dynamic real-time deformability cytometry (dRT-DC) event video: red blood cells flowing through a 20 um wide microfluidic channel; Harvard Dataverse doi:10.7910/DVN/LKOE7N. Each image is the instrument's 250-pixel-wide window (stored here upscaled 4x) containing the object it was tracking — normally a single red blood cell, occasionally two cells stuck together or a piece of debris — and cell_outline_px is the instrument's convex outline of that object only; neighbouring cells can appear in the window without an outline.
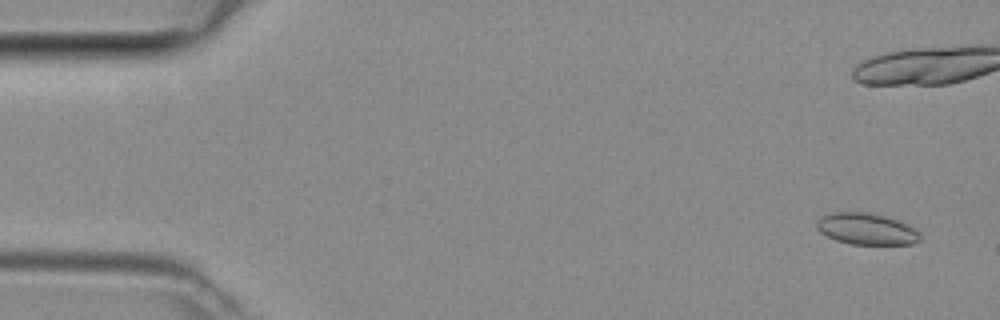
{"species": "common noctule bat (a hibernating species)", "species_latin": "Nyctalus noctula", "temperature_condition": "room temperature", "stored_images_in_passage": 6, "camera_frame_rate_fps": 3000, "um_per_image_px": 0.085, "animal": {"sex": "female", "body_mass_g": 29.2, "forearm_length_mm": 56.3}, "frame": {"image": 1, "passage_image": 1, "time_ms": 0.0, "image_size_px": [1000, 320], "cell_outline_px": [[920, 240], [912, 244], [852, 244], [836, 240], [820, 232], [816, 228], [816, 220], [820, 216], [832, 212], [864, 212], [884, 216], [908, 224], [916, 228], [920, 232]], "centroid_in_image_um": [73.64, 19.45], "position_along_channel_um": 11.4, "area_um2": 19.02}}